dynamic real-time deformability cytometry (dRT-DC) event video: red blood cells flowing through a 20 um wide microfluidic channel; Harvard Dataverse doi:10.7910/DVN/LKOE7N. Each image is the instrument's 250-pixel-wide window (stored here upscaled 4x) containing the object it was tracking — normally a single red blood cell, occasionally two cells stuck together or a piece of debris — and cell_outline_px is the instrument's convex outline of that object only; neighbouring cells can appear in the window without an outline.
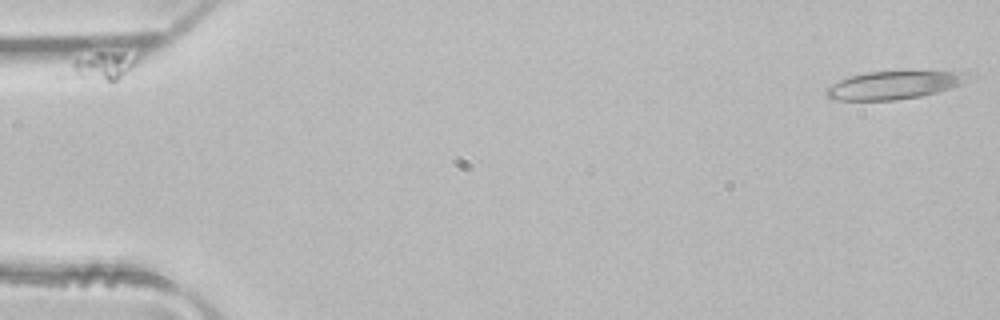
{"species": "common noctule bat (a hibernating species)", "species_latin": "Nyctalus noctula", "temperature_condition": "room temperature", "stored_images_in_passage": 5, "camera_frame_rate_fps": 3000, "um_per_image_px": 0.085, "animal": {"sex": "male", "body_mass_g": 21.5, "forearm_length_mm": 52.0}, "frame": {"image": 1, "passage_image": 1, "time_ms": 0.0, "image_size_px": [1000, 320], "cell_outline_px": [[976, 76], [948, 88], [936, 92], [920, 96], [896, 100], [836, 100], [828, 96], [824, 92], [832, 84], [848, 76], [868, 72], [968, 72]], "centroid_in_image_um": [75.96, 7.23], "position_along_channel_um": 9.0, "area_um2": 22.66}}
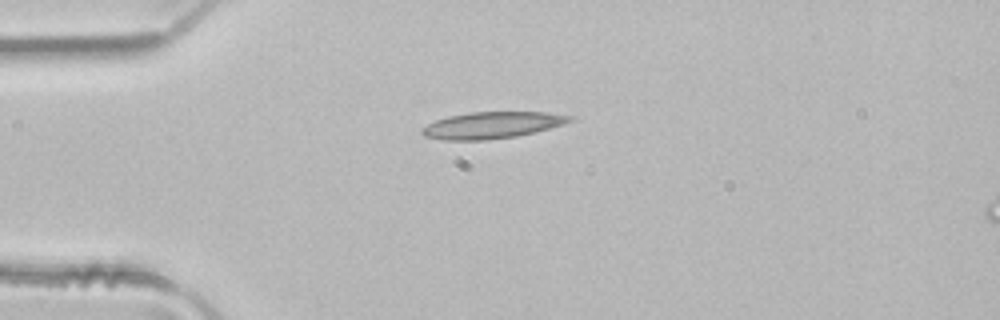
{"frame": {"image": 2, "passage_image": 4, "time_ms": 1.0, "image_size_px": [1000, 320], "cell_outline_px": [[576, 116], [572, 120], [564, 124], [536, 132], [516, 136], [484, 140], [444, 140], [424, 136], [420, 132], [420, 128], [436, 120], [448, 116], [468, 112], [548, 112]], "centroid_in_image_um": [41.83, 10.63], "position_along_channel_um": 43.2, "area_um2": 23.06}}